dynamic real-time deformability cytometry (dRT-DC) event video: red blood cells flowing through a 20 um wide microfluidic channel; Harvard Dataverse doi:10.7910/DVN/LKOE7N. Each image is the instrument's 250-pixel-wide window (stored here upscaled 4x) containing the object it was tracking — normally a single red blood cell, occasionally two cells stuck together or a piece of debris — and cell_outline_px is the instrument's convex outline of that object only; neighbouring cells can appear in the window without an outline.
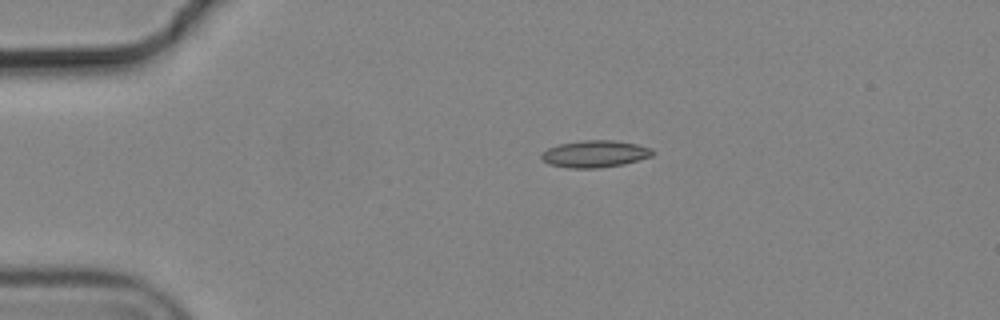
{"species": "common noctule bat (a hibernating species)", "species_latin": "Nyctalus noctula", "temperature_condition": "cold", "stored_images_in_passage": 3, "camera_frame_rate_fps": 3000, "um_per_image_px": 0.085, "animal": {"sex": "male", "body_mass_g": 19.2, "forearm_length_mm": 51.8}, "frame": {"image": 1, "passage_image": 1, "time_ms": 0.0, "image_size_px": [1000, 320], "cell_outline_px": [[656, 152], [652, 156], [624, 164], [600, 168], [568, 168], [548, 164], [540, 156], [548, 148], [560, 144], [584, 140], [616, 140], [636, 144], [652, 148]], "centroid_in_image_um": [50.61, 13.08], "position_along_channel_um": 34.4, "area_um2": 17.51}}
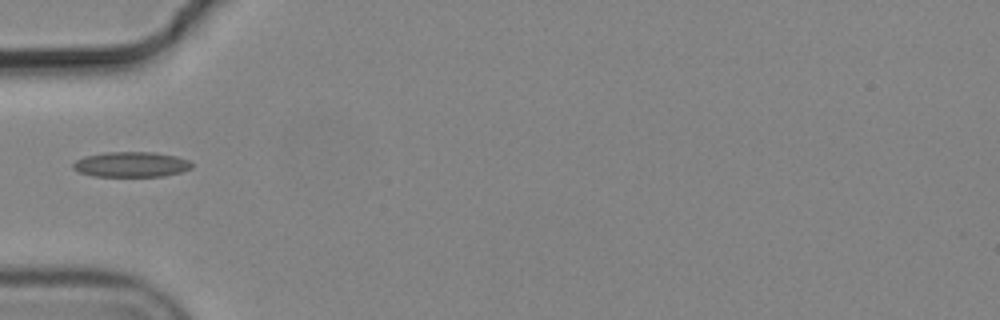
{"frame": {"image": 2, "passage_image": 3, "time_ms": 0.667, "image_size_px": [1000, 320], "cell_outline_px": [[192, 168], [180, 172], [164, 176], [92, 176], [80, 172], [72, 168], [72, 164], [76, 160], [84, 156], [104, 152], [152, 152], [176, 156], [188, 160], [192, 164]], "centroid_in_image_um": [11.13, 13.97], "position_along_channel_um": 73.9, "area_um2": 17.46}}